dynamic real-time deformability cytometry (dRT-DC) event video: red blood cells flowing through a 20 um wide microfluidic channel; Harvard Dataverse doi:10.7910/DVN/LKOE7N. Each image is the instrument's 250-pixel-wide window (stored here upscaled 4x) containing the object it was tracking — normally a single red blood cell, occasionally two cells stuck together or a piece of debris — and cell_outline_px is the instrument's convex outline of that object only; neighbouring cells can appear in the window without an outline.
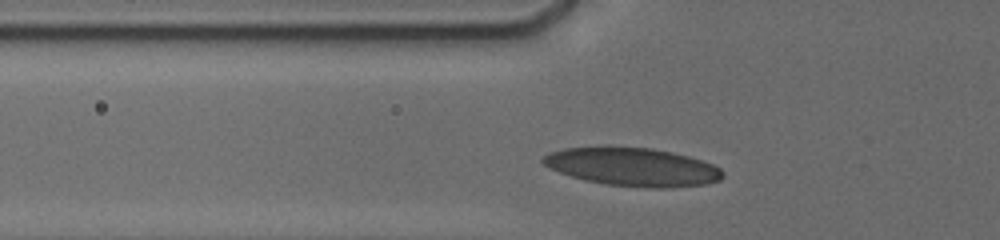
{"species": "human", "species_latin": "Homo sapiens", "temperature_condition": "cold", "stored_images_in_passage": 36, "camera_frame_rate_fps": 3000, "um_per_image_px": 0.085, "donor": {"sex": "male"}, "frame": {"image": 1, "passage_image": 2, "time_ms": 0.333, "image_size_px": [1000, 240], "cell_outline_px": [[724, 176], [720, 180], [704, 184], [668, 188], [644, 188], [604, 184], [584, 180], [560, 172], [544, 164], [540, 160], [548, 152], [564, 148], [652, 148], [672, 152], [688, 156], [712, 164], [720, 168], [724, 172]], "centroid_in_image_um": [53.8, 14.21], "position_along_channel_um": 72.0, "area_um2": 39.65}}
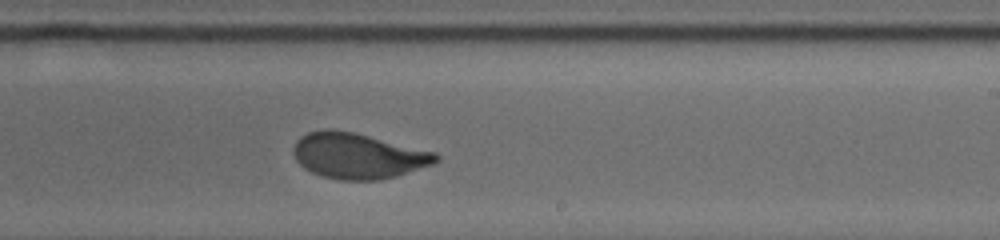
{"frame": {"image": 2, "passage_image": 21, "time_ms": 5.333, "image_size_px": [1000, 240], "cell_outline_px": [[440, 160], [432, 164], [396, 176], [380, 180], [336, 180], [312, 172], [304, 168], [296, 160], [292, 152], [292, 148], [296, 140], [300, 136], [308, 132], [352, 132], [436, 152], [440, 156]], "centroid_in_image_um": [30.44, 13.28], "position_along_channel_um": 258.6, "area_um2": 37.22}}
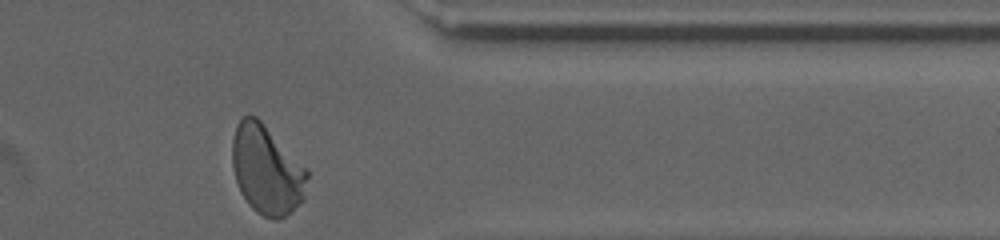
{"frame": {"image": 3, "passage_image": 35, "time_ms": 9.0, "image_size_px": [1000, 240], "cell_outline_px": [[308, 176], [304, 200], [292, 212], [280, 220], [272, 220], [256, 212], [248, 204], [240, 192], [236, 180], [232, 164], [232, 140], [236, 124], [244, 116], [256, 116], [308, 168]], "centroid_in_image_um": [22.69, 14.47], "position_along_channel_um": 388.7, "area_um2": 39.36}, "authors_computed_cell_mechanics": {"area_um2": 37.8012, "velocity_mm_per_s": 3.7638, "shape_relaxation_time_tau1_ms": 3.6528, "shape_relaxation_time_tau2_ms": null, "deformation_change_tau1": 0.1643, "deformation_change_tau2": null}}